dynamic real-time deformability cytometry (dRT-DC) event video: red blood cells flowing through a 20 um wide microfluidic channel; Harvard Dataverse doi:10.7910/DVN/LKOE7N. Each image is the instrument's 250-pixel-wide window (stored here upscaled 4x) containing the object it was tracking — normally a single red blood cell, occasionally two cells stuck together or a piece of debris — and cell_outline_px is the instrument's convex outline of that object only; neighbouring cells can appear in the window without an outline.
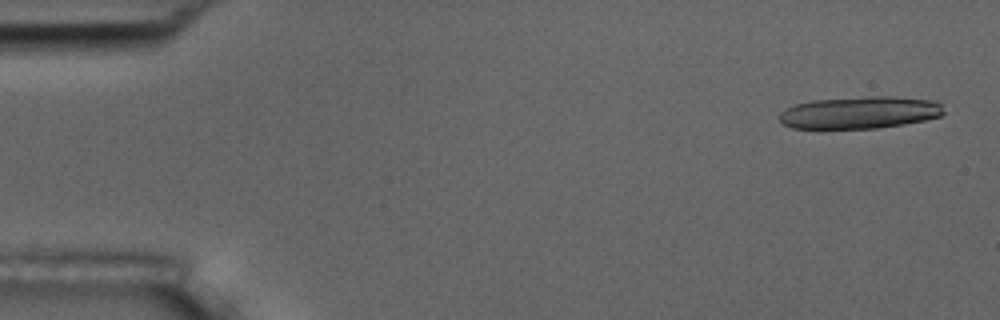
{"species": "common noctule bat (a hibernating species)", "species_latin": "Nyctalus noctula", "temperature_condition": "room temperature", "stored_images_in_passage": 16, "camera_frame_rate_fps": 3000, "um_per_image_px": 0.085, "animal": {"sex": "male", "body_mass_g": 17.5, "forearm_length_mm": 52.3}, "frame": {"image": 1, "passage_image": 2, "time_ms": 0.333, "image_size_px": [1000, 320], "cell_outline_px": [[944, 112], [940, 116], [924, 120], [904, 124], [876, 128], [820, 132], [792, 128], [784, 124], [780, 120], [780, 112], [796, 104], [812, 100], [868, 96], [892, 96], [932, 100], [944, 104]], "centroid_in_image_um": [73.02, 9.61], "position_along_channel_um": 12.0, "area_um2": 32.02}}